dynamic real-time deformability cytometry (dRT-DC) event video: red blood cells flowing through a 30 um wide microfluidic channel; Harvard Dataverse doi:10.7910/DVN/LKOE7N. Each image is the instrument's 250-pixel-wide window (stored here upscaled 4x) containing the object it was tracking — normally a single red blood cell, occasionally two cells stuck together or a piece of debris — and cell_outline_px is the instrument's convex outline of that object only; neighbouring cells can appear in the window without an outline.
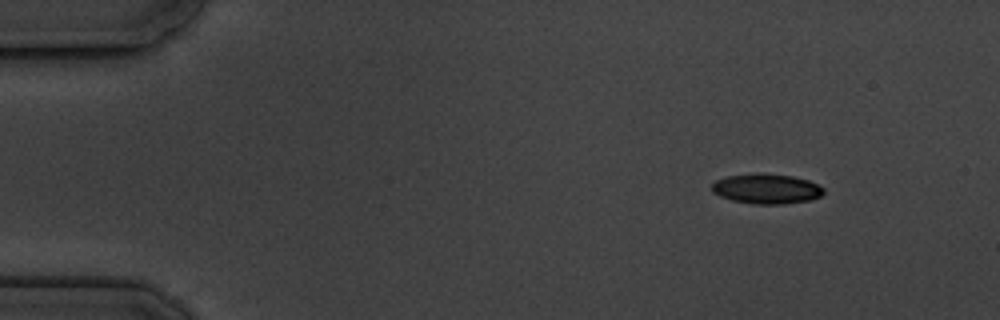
{"species": "common noctule bat (a hibernating species)", "species_latin": "Nyctalus noctula", "temperature_condition": "cold", "stored_images_in_passage": 4, "camera_frame_rate_fps": 3000, "um_per_image_px": 0.085, "animal": {"sex": "male", "body_mass_g": 19.5, "forearm_length_mm": 54.6}, "frame": {"image": 1, "passage_image": 1, "time_ms": 0.0, "image_size_px": [1000, 320], "cell_outline_px": [[824, 192], [820, 196], [808, 200], [780, 204], [752, 204], [732, 200], [720, 196], [712, 192], [712, 184], [716, 180], [728, 176], [756, 172], [760, 172], [792, 176], [808, 180], [824, 188]], "centroid_in_image_um": [65.12, 16.03], "position_along_channel_um": 19.9, "area_um2": 19.54}}
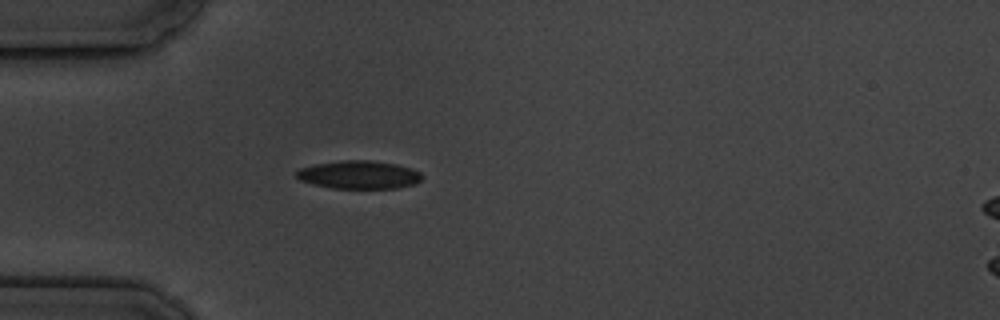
{"frame": {"image": 2, "passage_image": 4, "time_ms": 3.333, "image_size_px": [1000, 320], "cell_outline_px": [[420, 180], [412, 184], [396, 188], [332, 188], [312, 184], [300, 180], [296, 176], [296, 172], [300, 168], [316, 164], [340, 160], [372, 160], [396, 164], [412, 168], [420, 172]], "centroid_in_image_um": [30.48, 14.84], "position_along_channel_um": 54.5, "area_um2": 20.46}}